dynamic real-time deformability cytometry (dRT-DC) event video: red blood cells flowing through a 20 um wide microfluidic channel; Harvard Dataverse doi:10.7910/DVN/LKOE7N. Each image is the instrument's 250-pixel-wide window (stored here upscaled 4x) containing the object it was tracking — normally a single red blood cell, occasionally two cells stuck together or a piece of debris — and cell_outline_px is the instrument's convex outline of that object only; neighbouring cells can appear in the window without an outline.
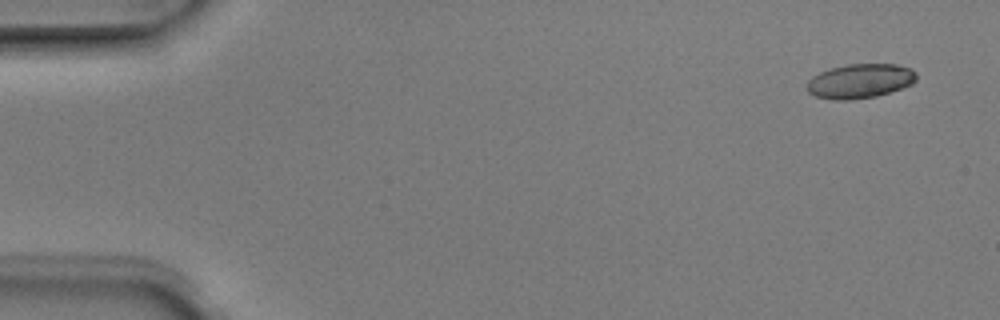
{"species": "Egyptian fruit bat (a non-hibernating species)", "species_latin": "Rousettus aegyptiacus", "temperature_condition": "room temperature", "stored_images_in_passage": 5, "camera_frame_rate_fps": 3000, "um_per_image_px": 0.085, "animal": {"sex": "male"}, "frame": {"image": 1, "passage_image": 1, "time_ms": 0.0, "image_size_px": [1000, 320], "cell_outline_px": [[916, 80], [912, 84], [876, 96], [848, 100], [832, 100], [816, 96], [808, 92], [808, 80], [812, 76], [820, 72], [832, 68], [848, 64], [896, 64], [912, 68], [916, 72]], "centroid_in_image_um": [73.11, 6.88], "position_along_channel_um": 11.9, "area_um2": 21.85}}
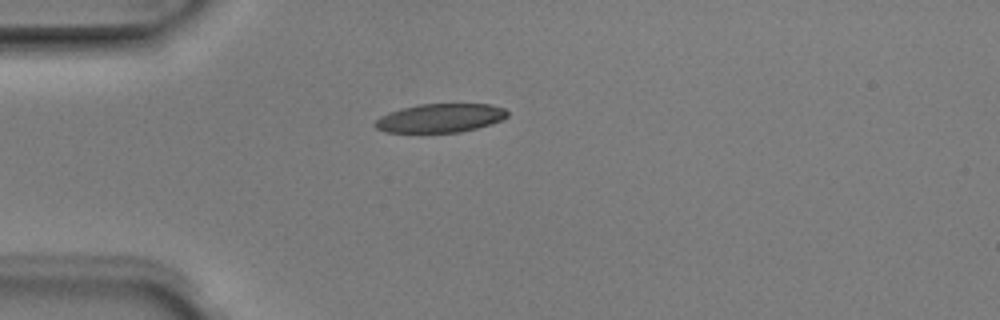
{"frame": {"image": 2, "passage_image": 3, "time_ms": 0.667, "image_size_px": [1000, 320], "cell_outline_px": [[508, 116], [492, 124], [460, 132], [384, 132], [376, 128], [372, 124], [380, 116], [388, 112], [400, 108], [420, 104], [488, 104], [504, 108], [508, 112]], "centroid_in_image_um": [37.39, 10.03], "position_along_channel_um": 47.6, "area_um2": 22.2}}
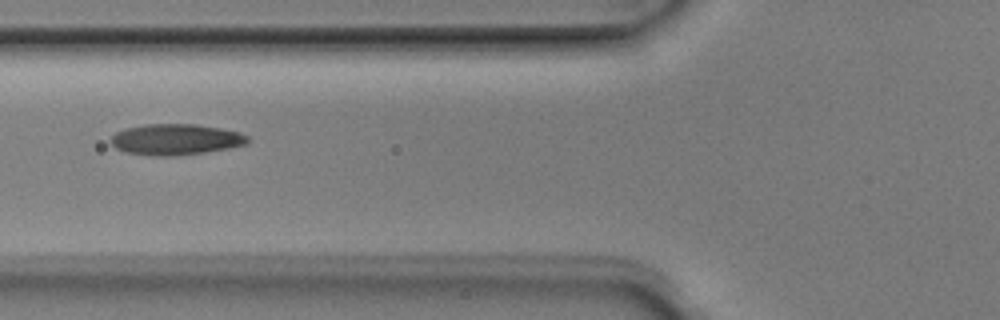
{"frame": {"image": 3, "passage_image": 5, "time_ms": 1.333, "image_size_px": [1000, 320], "cell_outline_px": [[252, 140], [248, 144], [232, 148], [176, 156], [152, 156], [124, 152], [116, 148], [108, 140], [116, 132], [124, 128], [144, 124], [196, 124], [220, 128], [240, 132], [248, 136]], "centroid_in_image_um": [14.95, 11.85], "position_along_channel_um": 110.8, "area_um2": 25.14}}